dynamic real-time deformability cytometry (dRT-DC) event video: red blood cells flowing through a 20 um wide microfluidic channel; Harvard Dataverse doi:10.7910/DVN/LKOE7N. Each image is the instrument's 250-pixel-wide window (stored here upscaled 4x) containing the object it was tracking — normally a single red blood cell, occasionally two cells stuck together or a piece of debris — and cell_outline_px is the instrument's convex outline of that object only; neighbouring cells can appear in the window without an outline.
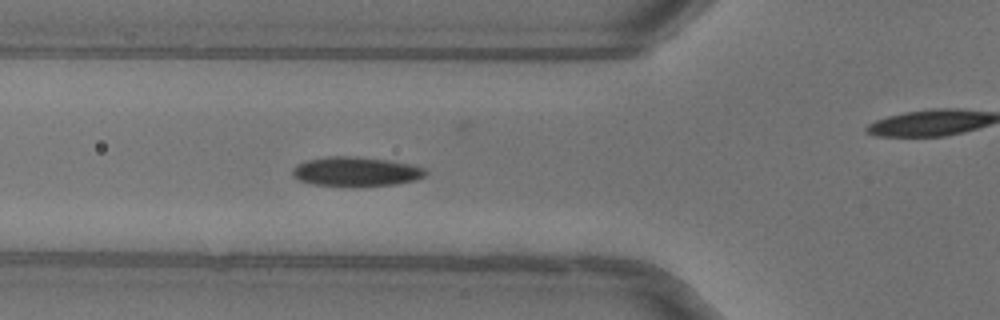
{"species": "common noctule bat (a hibernating species)", "species_latin": "Nyctalus noctula", "temperature_condition": "warm", "stored_images_in_passage": 41, "camera_frame_rate_fps": 3000, "um_per_image_px": 0.085, "animal": {"sex": "female"}, "frame": {"image": 1, "passage_image": 7, "time_ms": 2.0, "image_size_px": [1000, 320], "cell_outline_px": [[428, 172], [424, 176], [416, 180], [396, 184], [360, 188], [352, 188], [312, 184], [296, 180], [292, 176], [292, 168], [308, 160], [328, 156], [348, 156], [388, 160], [408, 164], [424, 168]], "centroid_in_image_um": [30.23, 14.63], "position_along_channel_um": 95.6, "area_um2": 23.29}, "authors_computed_cell_mechanics": {"area_um2": 22.1952, "velocity_mm_per_s": 4.0187, "shape_relaxation_time_tau1_ms": 2.883, "shape_relaxation_time_tau2_ms": 9.5642, "deformation_change_tau1": 0.1042, "deformation_change_tau2": 0.0917}}